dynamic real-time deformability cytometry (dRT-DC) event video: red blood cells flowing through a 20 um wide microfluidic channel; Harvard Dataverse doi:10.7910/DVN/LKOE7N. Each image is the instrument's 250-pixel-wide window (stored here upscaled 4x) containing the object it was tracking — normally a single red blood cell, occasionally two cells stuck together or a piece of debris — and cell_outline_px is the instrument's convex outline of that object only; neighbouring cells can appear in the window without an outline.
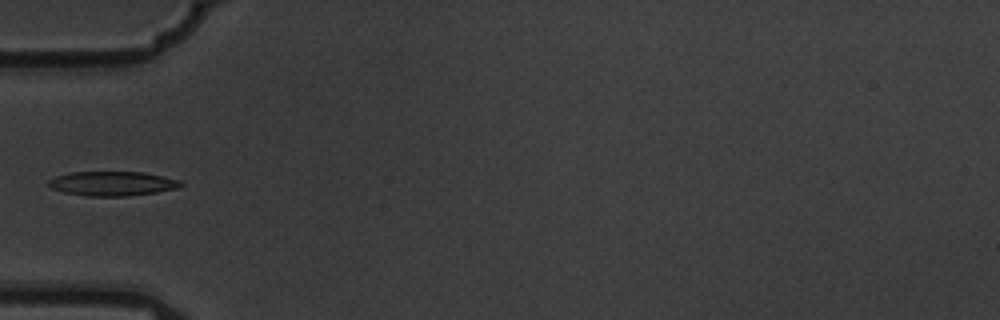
{"species": "common noctule bat (a hibernating species)", "species_latin": "Nyctalus noctula", "temperature_condition": "warm", "stored_images_in_passage": 5, "camera_frame_rate_fps": 3000, "um_per_image_px": 0.085, "animal": {"sex": "male", "body_mass_g": 19.5, "forearm_length_mm": 54.6}, "frame": {"image": 1, "passage_image": 5, "time_ms": 1.333, "image_size_px": [1000, 320], "cell_outline_px": [[184, 184], [176, 188], [156, 192], [124, 196], [88, 196], [64, 192], [52, 188], [48, 184], [48, 180], [56, 176], [68, 172], [144, 172], [176, 180]], "centroid_in_image_um": [9.49, 15.6], "position_along_channel_um": 75.5, "area_um2": 18.5}}